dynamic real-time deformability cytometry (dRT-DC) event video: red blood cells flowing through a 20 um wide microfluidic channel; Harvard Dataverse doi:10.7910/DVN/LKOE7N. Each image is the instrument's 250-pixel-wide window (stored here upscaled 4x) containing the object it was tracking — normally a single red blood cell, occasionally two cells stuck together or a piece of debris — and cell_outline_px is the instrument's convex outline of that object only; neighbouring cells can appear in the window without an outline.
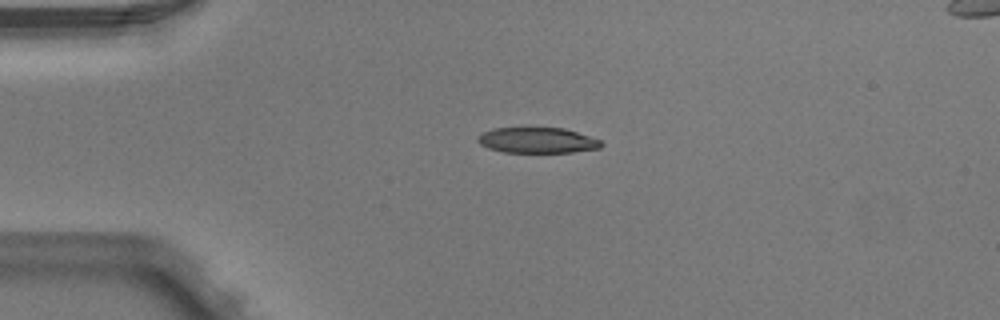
{"species": "Egyptian fruit bat (a non-hibernating species)", "species_latin": "Rousettus aegyptiacus", "temperature_condition": "warm", "stored_images_in_passage": 5, "camera_frame_rate_fps": 3000, "um_per_image_px": 0.085, "animal": {"sex": "male"}, "frame": {"image": 1, "passage_image": 3, "time_ms": 0.667, "image_size_px": [1000, 320], "cell_outline_px": [[604, 144], [600, 148], [572, 152], [504, 152], [488, 148], [480, 144], [476, 140], [484, 132], [492, 128], [524, 124], [564, 128], [600, 140]], "centroid_in_image_um": [45.62, 11.86], "position_along_channel_um": 39.4, "area_um2": 19.25}}
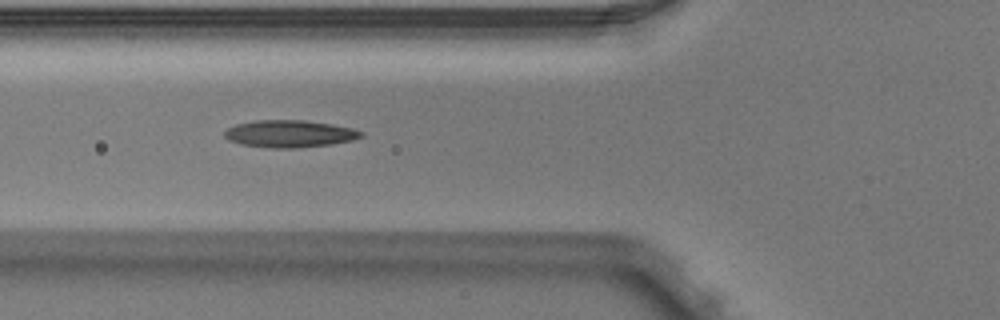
{"frame": {"image": 2, "passage_image": 5, "time_ms": 1.333, "image_size_px": [1000, 320], "cell_outline_px": [[364, 136], [352, 140], [332, 144], [296, 148], [272, 148], [240, 144], [228, 140], [224, 136], [224, 132], [228, 128], [236, 124], [256, 120], [304, 120], [332, 124], [352, 128], [364, 132]], "centroid_in_image_um": [24.62, 11.37], "position_along_channel_um": 101.2, "area_um2": 21.73}}